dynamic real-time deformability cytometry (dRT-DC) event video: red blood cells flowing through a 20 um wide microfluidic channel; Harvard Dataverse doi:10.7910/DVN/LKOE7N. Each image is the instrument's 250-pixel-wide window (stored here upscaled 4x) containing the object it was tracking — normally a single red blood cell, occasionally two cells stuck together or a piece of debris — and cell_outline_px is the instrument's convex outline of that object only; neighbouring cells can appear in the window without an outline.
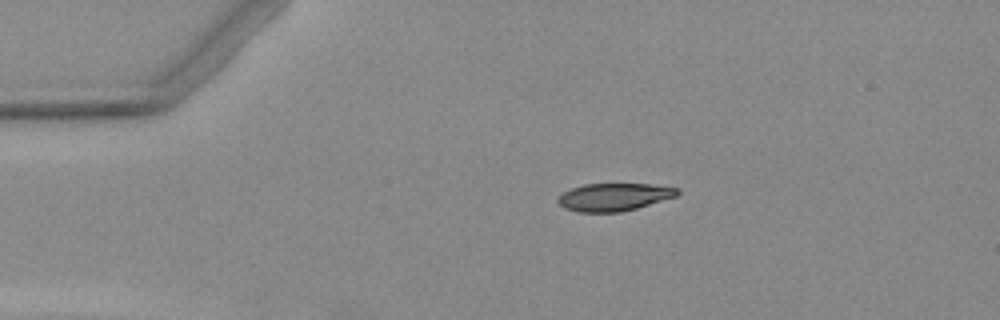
{"species": "Egyptian fruit bat (a non-hibernating species)", "species_latin": "Rousettus aegyptiacus", "temperature_condition": "warm", "stored_images_in_passage": 6, "camera_frame_rate_fps": 3000, "um_per_image_px": 0.085, "animal": {"sex": "female"}, "frame": {"image": 1, "passage_image": 3, "time_ms": 3.0, "image_size_px": [1000, 320], "cell_outline_px": [[680, 192], [676, 196], [636, 208], [620, 212], [576, 212], [564, 208], [556, 200], [564, 192], [572, 188], [584, 184], [648, 184], [680, 188]], "centroid_in_image_um": [52.18, 16.74], "position_along_channel_um": 32.8, "area_um2": 19.13}}
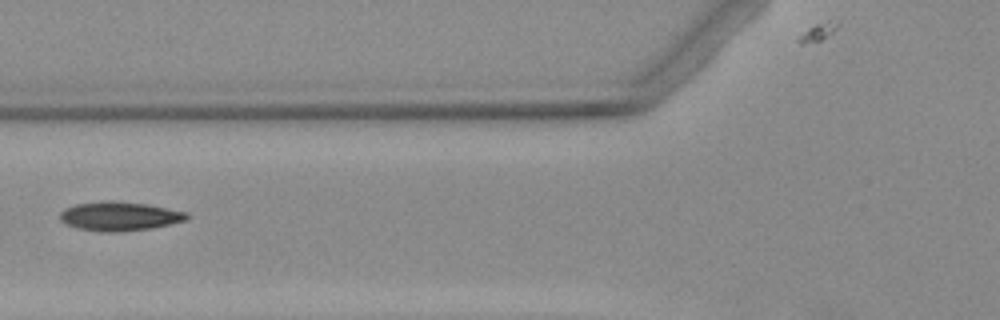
{"frame": {"image": 2, "passage_image": 5, "time_ms": 6.333, "image_size_px": [1000, 320], "cell_outline_px": [[188, 216], [184, 220], [152, 228], [120, 232], [100, 232], [80, 228], [68, 224], [60, 220], [60, 212], [64, 208], [76, 204], [148, 204], [188, 212]], "centroid_in_image_um": [10.18, 18.43], "position_along_channel_um": 115.6, "area_um2": 20.29}}
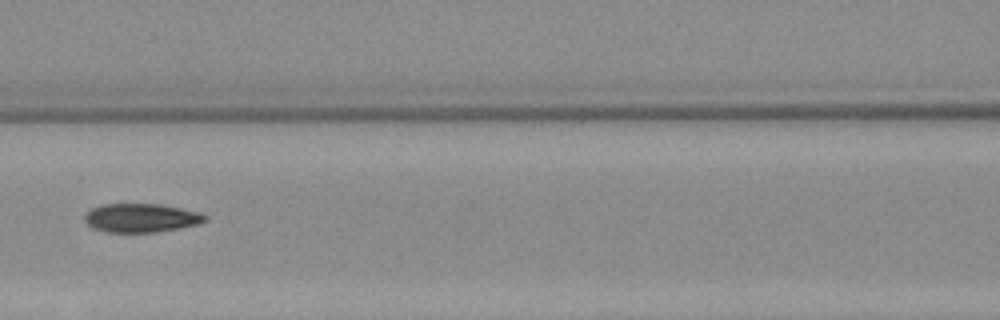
{"frame": {"image": 3, "passage_image": 6, "time_ms": 7.333, "image_size_px": [1000, 320], "cell_outline_px": [[208, 220], [196, 224], [180, 228], [156, 232], [108, 232], [92, 228], [84, 220], [84, 216], [92, 208], [100, 204], [160, 204], [200, 212], [208, 216]], "centroid_in_image_um": [12.0, 18.52], "position_along_channel_um": 154.6, "area_um2": 20.17}}